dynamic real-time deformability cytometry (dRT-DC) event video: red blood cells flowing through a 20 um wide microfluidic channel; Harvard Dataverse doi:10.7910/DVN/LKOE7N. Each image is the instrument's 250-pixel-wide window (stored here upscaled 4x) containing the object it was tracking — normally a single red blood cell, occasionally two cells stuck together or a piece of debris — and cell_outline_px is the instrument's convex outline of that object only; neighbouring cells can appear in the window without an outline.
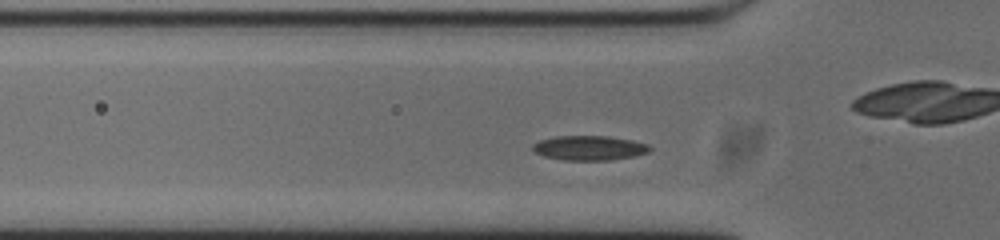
{"species": "common noctule bat (a hibernating species)", "species_latin": "Nyctalus noctula", "temperature_condition": "cold", "stored_images_in_passage": 50, "camera_frame_rate_fps": 3000, "um_per_image_px": 0.085, "animal": {"sex": "male", "body_mass_g": 20.0, "forearm_length_mm": 53.3}, "frame": {"image": 1, "passage_image": 11, "time_ms": 3.333, "image_size_px": [1000, 240], "cell_outline_px": [[652, 148], [648, 152], [632, 156], [608, 160], [564, 160], [544, 156], [536, 152], [532, 148], [532, 144], [540, 140], [556, 136], [608, 136], [632, 140], [648, 144]], "centroid_in_image_um": [50.08, 12.57], "position_along_channel_um": 75.7, "area_um2": 16.65}}
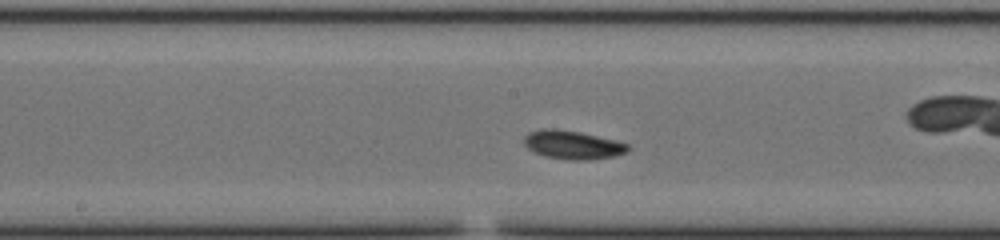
{"frame": {"image": 2, "passage_image": 21, "time_ms": 6.667, "image_size_px": [1000, 240], "cell_outline_px": [[628, 152], [616, 156], [588, 160], [568, 160], [544, 156], [528, 148], [524, 144], [524, 136], [528, 132], [544, 128], [556, 128], [580, 132], [616, 140], [628, 144]], "centroid_in_image_um": [48.68, 12.31], "position_along_channel_um": 199.5, "area_um2": 17.4}}
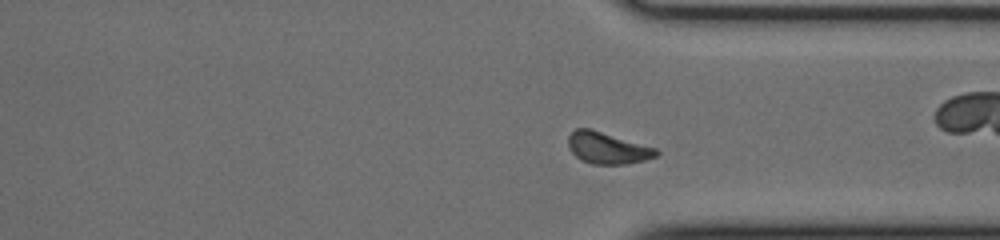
{"frame": {"image": 3, "passage_image": 34, "time_ms": 11.0, "image_size_px": [1000, 240], "cell_outline_px": [[660, 152], [656, 156], [644, 160], [624, 164], [592, 164], [580, 160], [572, 152], [568, 144], [568, 136], [576, 128], [592, 128], [656, 148]], "centroid_in_image_um": [51.62, 12.57], "position_along_channel_um": 359.8, "area_um2": 16.24}, "authors_computed_cell_mechanics": {"area_um2": 15.9528, "velocity_mm_per_s": 3.7065, "shape_relaxation_time_tau1_ms": 1.6981, "shape_relaxation_time_tau2_ms": 5.3862, "deformation_change_tau1": 0.0561, "deformation_change_tau2": 0.0936}}